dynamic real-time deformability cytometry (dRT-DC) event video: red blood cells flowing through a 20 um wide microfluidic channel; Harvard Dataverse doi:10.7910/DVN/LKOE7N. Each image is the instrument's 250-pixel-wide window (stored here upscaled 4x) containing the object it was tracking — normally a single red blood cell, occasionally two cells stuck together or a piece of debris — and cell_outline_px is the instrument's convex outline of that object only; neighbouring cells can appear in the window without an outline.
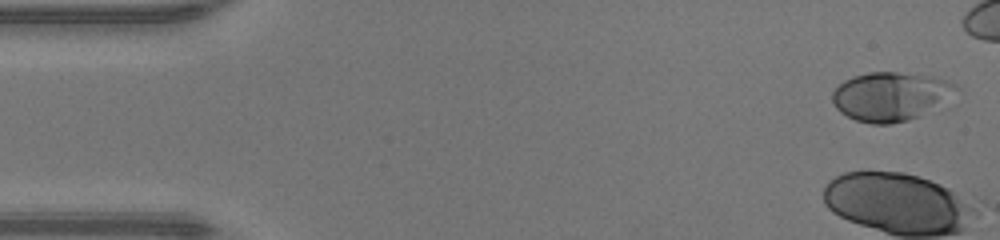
{"species": "human", "species_latin": "Homo sapiens", "temperature_condition": "warm", "stored_images_in_passage": 17, "camera_frame_rate_fps": 3000, "um_per_image_px": 0.085, "donor": {"sex": "male"}, "frame": {"image": 1, "passage_image": 1, "time_ms": 0.0, "image_size_px": [1000, 240], "cell_outline_px": [[960, 88], [920, 116], [908, 120], [892, 124], [872, 124], [856, 120], [840, 112], [836, 108], [832, 100], [832, 92], [844, 80], [852, 76], [868, 72], [896, 72], [928, 76], [948, 80], [956, 84]], "centroid_in_image_um": [75.64, 8.19], "position_along_channel_um": 9.4, "area_um2": 34.74}}